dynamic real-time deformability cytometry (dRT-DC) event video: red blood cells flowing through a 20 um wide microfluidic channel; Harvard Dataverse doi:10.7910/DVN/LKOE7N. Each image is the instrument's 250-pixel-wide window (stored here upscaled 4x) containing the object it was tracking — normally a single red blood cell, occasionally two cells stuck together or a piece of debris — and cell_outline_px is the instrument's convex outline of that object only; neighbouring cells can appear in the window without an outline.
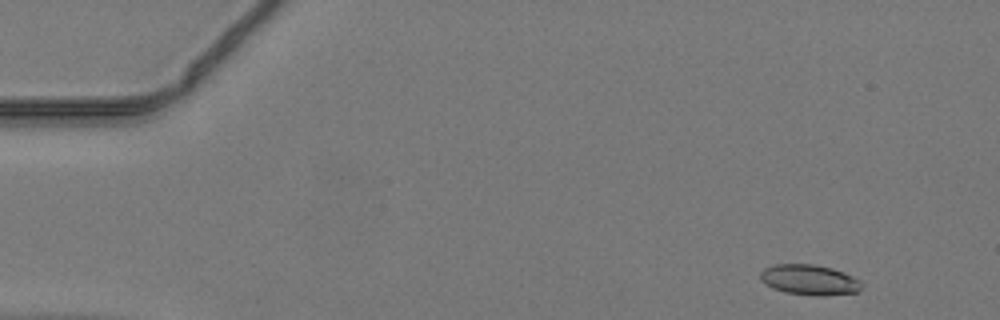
{"species": "common noctule bat (a hibernating species)", "species_latin": "Nyctalus noctula", "temperature_condition": "warm", "stored_images_in_passage": 43, "camera_frame_rate_fps": 3000, "um_per_image_px": 0.085, "animal": {"sex": "male", "body_mass_g": 19.2, "forearm_length_mm": 51.8}, "frame": {"image": 1, "passage_image": 1, "time_ms": 0.0, "image_size_px": [1000, 320], "cell_outline_px": [[860, 288], [856, 292], [824, 296], [816, 296], [784, 292], [772, 288], [760, 280], [760, 272], [764, 268], [776, 264], [816, 264], [832, 268], [844, 272], [860, 280]], "centroid_in_image_um": [68.77, 23.78], "position_along_channel_um": 16.2, "area_um2": 17.98}}
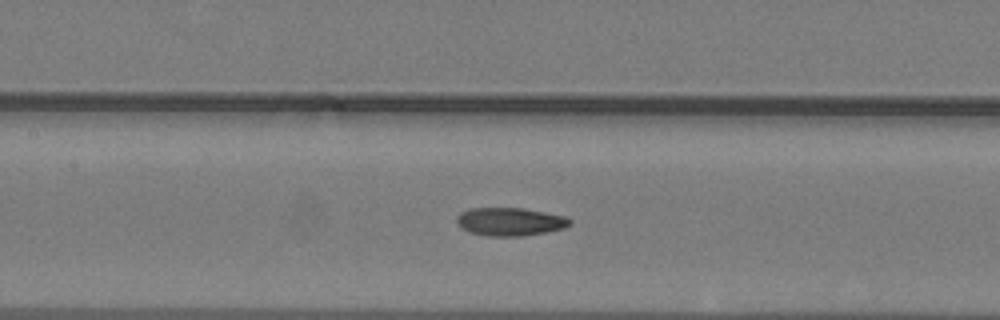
{"frame": {"image": 2, "passage_image": 19, "time_ms": 6.0, "image_size_px": [1000, 320], "cell_outline_px": [[572, 224], [564, 228], [544, 232], [520, 236], [488, 236], [468, 232], [460, 228], [456, 224], [456, 216], [460, 212], [468, 208], [524, 208], [564, 216], [572, 220]], "centroid_in_image_um": [43.29, 18.84], "position_along_channel_um": 164.1, "area_um2": 18.73}}
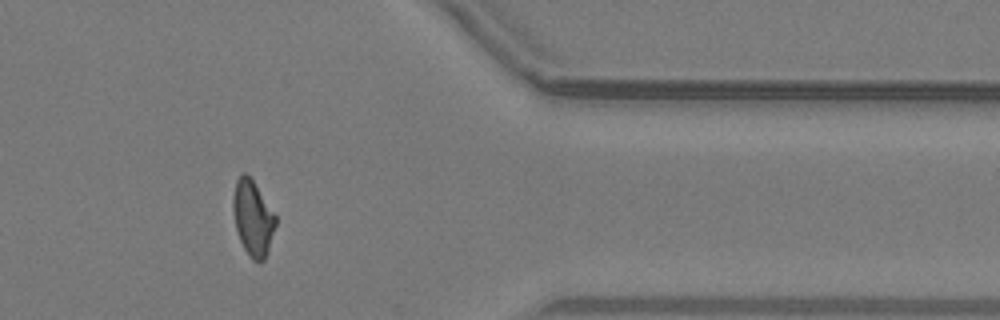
{"frame": {"image": 3, "passage_image": 36, "time_ms": 11.667, "image_size_px": [1000, 320], "cell_outline_px": [[276, 224], [268, 252], [264, 260], [252, 260], [244, 248], [240, 240], [236, 228], [232, 208], [232, 196], [236, 180], [244, 172], [252, 180], [276, 216]], "centroid_in_image_um": [21.48, 18.54], "position_along_channel_um": 389.9, "area_um2": 18.38}}